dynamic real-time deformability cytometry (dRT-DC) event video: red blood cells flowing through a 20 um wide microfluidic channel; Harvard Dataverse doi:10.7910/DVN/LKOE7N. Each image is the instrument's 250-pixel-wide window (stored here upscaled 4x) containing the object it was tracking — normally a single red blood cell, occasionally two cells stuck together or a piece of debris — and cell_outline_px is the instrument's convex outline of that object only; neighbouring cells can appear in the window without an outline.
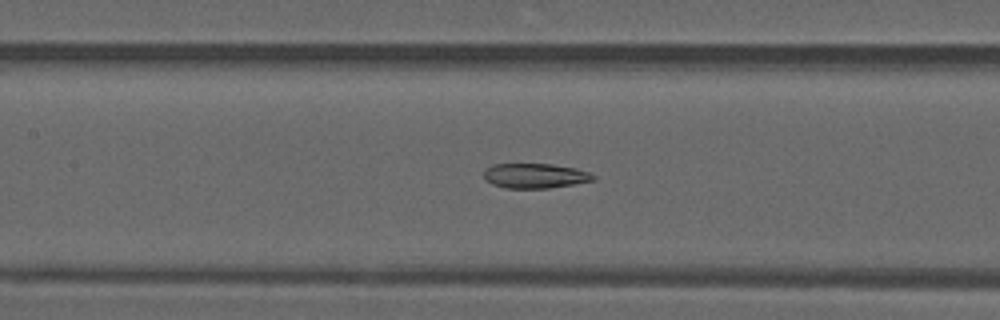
{"species": "common noctule bat (a hibernating species)", "species_latin": "Nyctalus noctula", "temperature_condition": "warm", "stored_images_in_passage": 39, "camera_frame_rate_fps": 3000, "um_per_image_px": 0.085, "animal": {"sex": "male", "forearm_length_mm": 52.5}, "frame": {"image": 1, "passage_image": 23, "time_ms": 7.333, "image_size_px": [1000, 320], "cell_outline_px": [[596, 180], [548, 188], [504, 188], [492, 184], [484, 180], [484, 168], [492, 164], [552, 164], [576, 168], [588, 172], [596, 176]], "centroid_in_image_um": [45.44, 14.94], "position_along_channel_um": 162.0, "area_um2": 15.95}}